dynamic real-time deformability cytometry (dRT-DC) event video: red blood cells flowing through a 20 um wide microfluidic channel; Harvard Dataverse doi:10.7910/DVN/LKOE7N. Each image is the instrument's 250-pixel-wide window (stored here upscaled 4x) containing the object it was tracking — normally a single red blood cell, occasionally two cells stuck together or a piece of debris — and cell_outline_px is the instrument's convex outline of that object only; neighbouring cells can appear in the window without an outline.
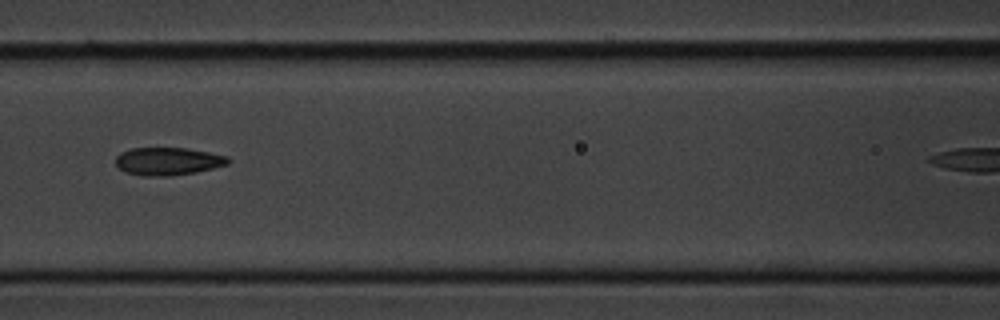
{"species": "common noctule bat (a hibernating species)", "species_latin": "Nyctalus noctula", "temperature_condition": "cold", "stored_images_in_passage": 4, "camera_frame_rate_fps": 3000, "um_per_image_px": 0.085, "animal": {"sex": "male", "body_mass_g": 20.1, "forearm_length_mm": 53.5}, "frame": {"image": 1, "passage_image": 3, "time_ms": 2.333, "image_size_px": [1000, 320], "cell_outline_px": [[232, 160], [228, 164], [196, 172], [172, 176], [140, 176], [124, 172], [116, 164], [116, 156], [120, 152], [132, 148], [188, 148], [228, 156]], "centroid_in_image_um": [14.27, 13.71], "position_along_channel_um": 152.3, "area_um2": 18.38}}